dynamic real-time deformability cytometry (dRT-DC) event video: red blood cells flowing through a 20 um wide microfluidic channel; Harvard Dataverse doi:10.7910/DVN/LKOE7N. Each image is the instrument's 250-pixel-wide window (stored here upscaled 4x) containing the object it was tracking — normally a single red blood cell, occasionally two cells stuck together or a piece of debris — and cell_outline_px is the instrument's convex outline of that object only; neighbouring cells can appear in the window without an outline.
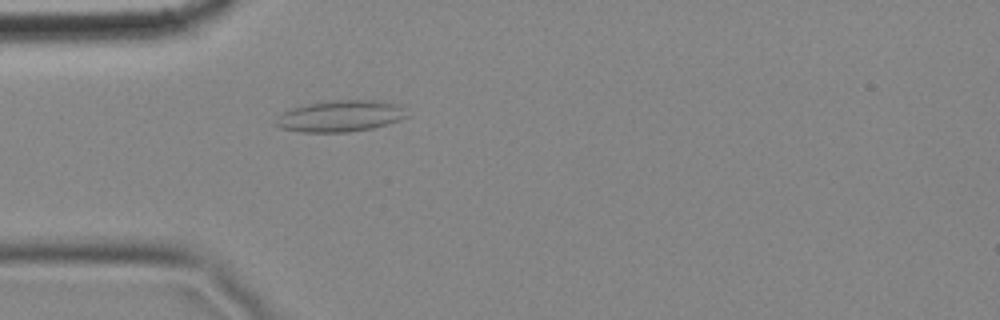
{"species": "common noctule bat (a hibernating species)", "species_latin": "Nyctalus noctula", "temperature_condition": "cold", "stored_images_in_passage": 5, "camera_frame_rate_fps": 3000, "um_per_image_px": 0.085, "animal": {"sex": "female", "body_mass_g": 18.4}, "frame": {"image": 1, "passage_image": 5, "time_ms": 1.333, "image_size_px": [1000, 320], "cell_outline_px": [[408, 116], [400, 120], [372, 128], [348, 132], [304, 132], [280, 128], [276, 124], [280, 116], [284, 112], [292, 108], [308, 104], [328, 100], [380, 100], [404, 104]], "centroid_in_image_um": [29.03, 9.85], "position_along_channel_um": 56.0, "area_um2": 24.04}}